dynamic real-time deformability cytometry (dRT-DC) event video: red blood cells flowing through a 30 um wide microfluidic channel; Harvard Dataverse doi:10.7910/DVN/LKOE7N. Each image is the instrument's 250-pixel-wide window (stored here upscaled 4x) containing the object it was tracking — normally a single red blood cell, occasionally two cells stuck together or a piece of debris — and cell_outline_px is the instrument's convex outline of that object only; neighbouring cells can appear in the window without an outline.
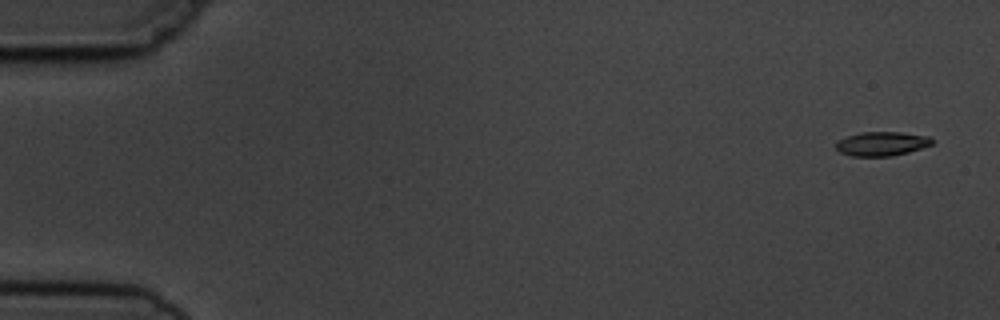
{"species": "common noctule bat (a hibernating species)", "species_latin": "Nyctalus noctula", "temperature_condition": "cold", "stored_images_in_passage": 4, "camera_frame_rate_fps": 3000, "um_per_image_px": 0.085, "animal": {"sex": "male", "body_mass_g": 19.5, "forearm_length_mm": 54.6}, "frame": {"image": 1, "passage_image": 1, "time_ms": 0.0, "image_size_px": [1000, 320], "cell_outline_px": [[932, 144], [908, 152], [892, 156], [852, 156], [840, 152], [836, 148], [836, 140], [860, 132], [900, 132], [928, 136], [932, 140]], "centroid_in_image_um": [74.91, 12.21], "position_along_channel_um": 10.1, "area_um2": 13.41}}
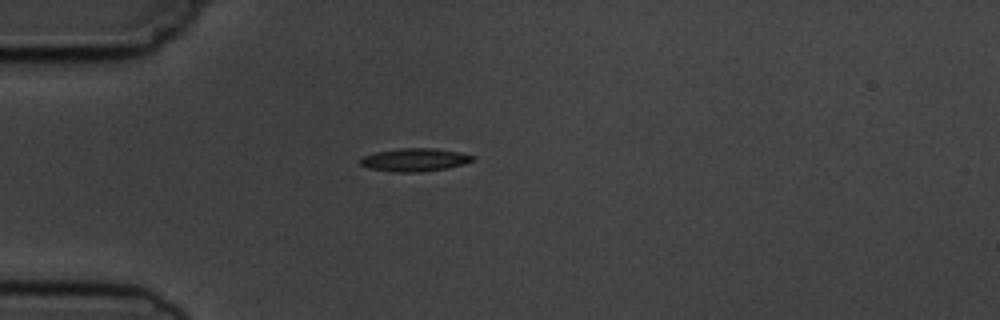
{"frame": {"image": 2, "passage_image": 4, "time_ms": 4.333, "image_size_px": [1000, 320], "cell_outline_px": [[476, 160], [464, 164], [448, 168], [420, 172], [392, 172], [368, 168], [360, 164], [360, 160], [364, 156], [376, 152], [400, 148], [436, 148], [460, 152], [476, 156]], "centroid_in_image_um": [35.3, 13.58], "position_along_channel_um": 49.7, "area_um2": 15.26}}